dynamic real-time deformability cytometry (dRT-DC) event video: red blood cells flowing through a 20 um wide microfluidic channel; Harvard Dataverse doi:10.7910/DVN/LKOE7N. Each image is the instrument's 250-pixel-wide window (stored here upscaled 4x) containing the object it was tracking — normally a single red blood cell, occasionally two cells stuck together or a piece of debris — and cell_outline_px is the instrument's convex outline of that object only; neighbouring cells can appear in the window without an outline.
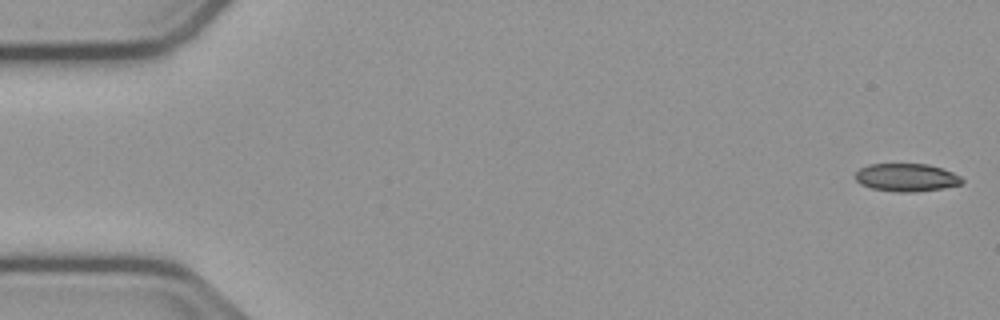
{"species": "common noctule bat (a hibernating species)", "species_latin": "Nyctalus noctula", "temperature_condition": "cold", "stored_images_in_passage": 54, "camera_frame_rate_fps": 3000, "um_per_image_px": 0.085, "animal": {"sex": "male", "body_mass_g": 23.1, "forearm_length_mm": 52.7}, "frame": {"image": 1, "passage_image": 1, "time_ms": 0.0, "image_size_px": [1000, 320], "cell_outline_px": [[964, 180], [960, 184], [944, 188], [916, 192], [896, 192], [872, 188], [860, 184], [856, 180], [856, 172], [860, 168], [868, 164], [928, 164], [952, 172], [960, 176]], "centroid_in_image_um": [77.04, 15.09], "position_along_channel_um": 8.0, "area_um2": 17.34}}
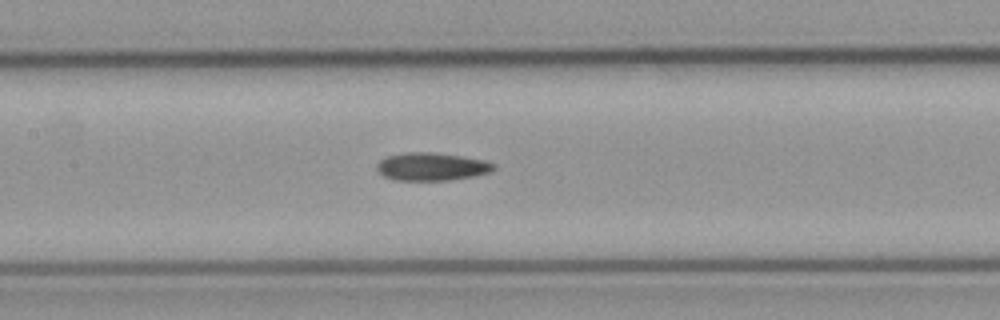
{"frame": {"image": 2, "passage_image": 25, "time_ms": 8.0, "image_size_px": [1000, 320], "cell_outline_px": [[496, 168], [492, 172], [476, 176], [448, 180], [392, 180], [384, 176], [376, 168], [376, 164], [380, 160], [388, 156], [404, 152], [432, 152], [460, 156], [484, 160], [496, 164]], "centroid_in_image_um": [36.71, 14.16], "position_along_channel_um": 170.7, "area_um2": 19.13}}
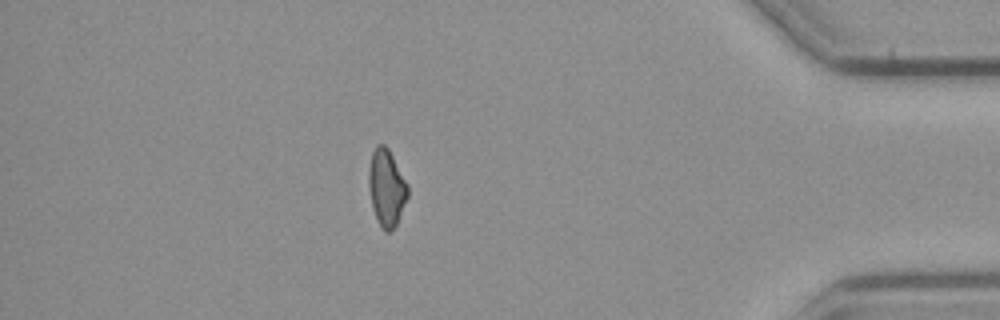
{"frame": {"image": 3, "passage_image": 47, "time_ms": 15.333, "image_size_px": [1000, 320], "cell_outline_px": [[408, 196], [396, 224], [388, 232], [384, 232], [372, 208], [368, 184], [368, 168], [372, 152], [376, 144], [384, 144], [388, 148], [408, 184]], "centroid_in_image_um": [32.84, 15.92], "position_along_channel_um": 402.4, "area_um2": 17.4}, "authors_computed_cell_mechanics": {"area_um2": 18.2648, "velocity_mm_per_s": 3.7848, "shape_relaxation_time_tau1_ms": null, "shape_relaxation_time_tau2_ms": 6.6847, "deformation_change_tau1": null, "deformation_change_tau2": 0.1479}}